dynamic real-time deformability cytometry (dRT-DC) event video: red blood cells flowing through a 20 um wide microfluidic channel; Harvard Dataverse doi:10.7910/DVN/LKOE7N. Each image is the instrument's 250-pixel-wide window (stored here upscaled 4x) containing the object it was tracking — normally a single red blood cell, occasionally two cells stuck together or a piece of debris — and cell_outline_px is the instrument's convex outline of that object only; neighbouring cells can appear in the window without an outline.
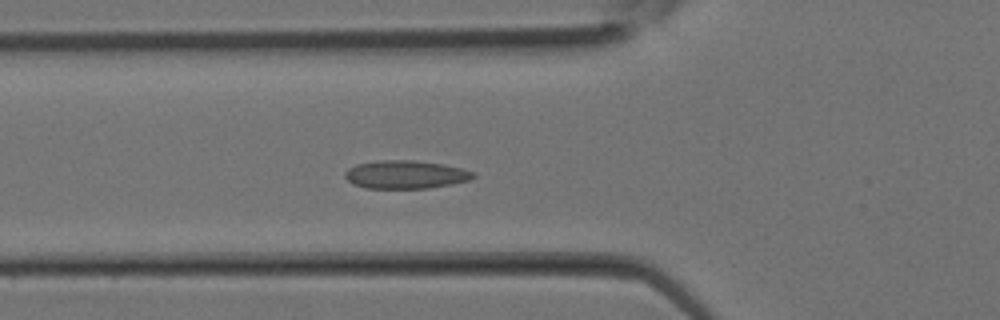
{"species": "Egyptian fruit bat (a non-hibernating species)", "species_latin": "Rousettus aegyptiacus", "temperature_condition": "room temperature", "stored_images_in_passage": 14, "camera_frame_rate_fps": 3000, "um_per_image_px": 0.085, "animal": {"sex": "female"}, "frame": {"image": 1, "passage_image": 10, "time_ms": 3.0, "image_size_px": [1000, 320], "cell_outline_px": [[476, 176], [468, 180], [452, 184], [428, 188], [364, 188], [352, 184], [344, 176], [344, 172], [348, 168], [356, 164], [380, 160], [412, 160], [444, 164], [476, 172]], "centroid_in_image_um": [34.46, 14.83], "position_along_channel_um": 91.3, "area_um2": 21.15}}
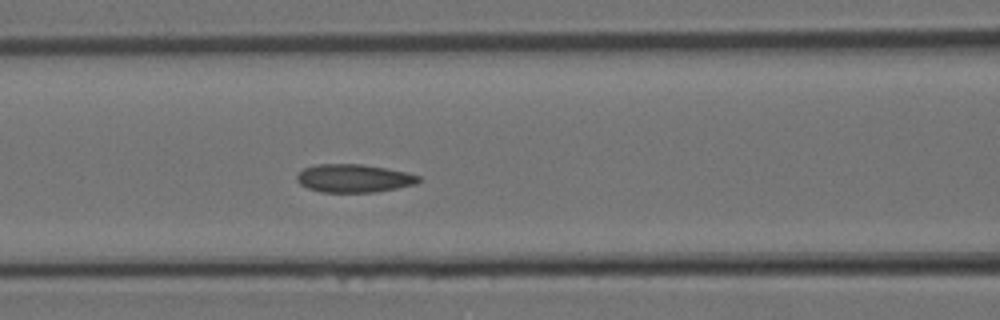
{"frame": {"image": 2, "passage_image": 12, "time_ms": 3.667, "image_size_px": [1000, 320], "cell_outline_px": [[420, 180], [416, 184], [376, 192], [320, 192], [308, 188], [300, 184], [296, 180], [296, 172], [304, 168], [316, 164], [364, 164], [388, 168], [420, 176]], "centroid_in_image_um": [30.03, 15.15], "position_along_channel_um": 136.6, "area_um2": 20.11}}
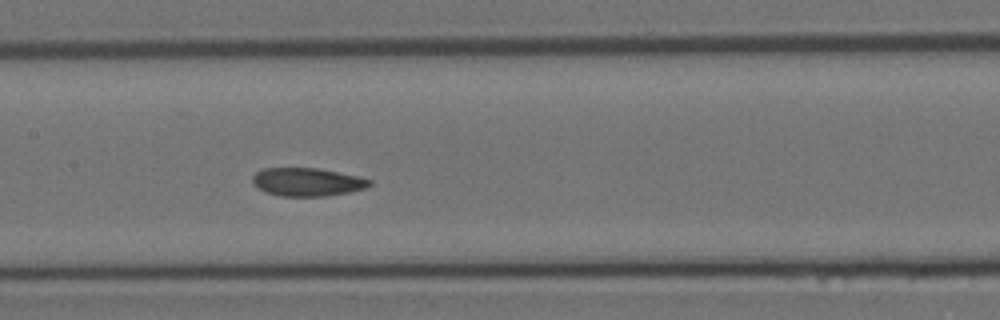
{"frame": {"image": 3, "passage_image": 14, "time_ms": 4.333, "image_size_px": [1000, 320], "cell_outline_px": [[372, 184], [364, 188], [348, 192], [324, 196], [280, 196], [264, 192], [256, 188], [252, 184], [252, 176], [256, 172], [264, 168], [316, 168], [356, 176], [372, 180]], "centroid_in_image_um": [26.04, 15.47], "position_along_channel_um": 181.4, "area_um2": 19.19}}